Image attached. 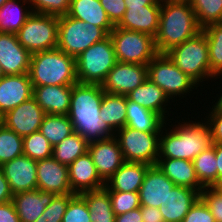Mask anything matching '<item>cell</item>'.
Here are the masks:
<instances>
[{"label":"cell","instance_id":"6da1fadb","mask_svg":"<svg viewBox=\"0 0 222 222\" xmlns=\"http://www.w3.org/2000/svg\"><path fill=\"white\" fill-rule=\"evenodd\" d=\"M104 91L100 84L75 83L68 117L74 132L89 143L115 136V131L100 118Z\"/></svg>","mask_w":222,"mask_h":222},{"label":"cell","instance_id":"7a4b0ae2","mask_svg":"<svg viewBox=\"0 0 222 222\" xmlns=\"http://www.w3.org/2000/svg\"><path fill=\"white\" fill-rule=\"evenodd\" d=\"M202 119V122L186 120L181 123L175 119L178 124L168 125L172 129H167L165 124L160 134L159 158L193 161L202 151L209 148L213 144L211 129L205 118Z\"/></svg>","mask_w":222,"mask_h":222},{"label":"cell","instance_id":"3957f363","mask_svg":"<svg viewBox=\"0 0 222 222\" xmlns=\"http://www.w3.org/2000/svg\"><path fill=\"white\" fill-rule=\"evenodd\" d=\"M201 31L189 1L161 2L159 27L154 37L157 53L166 54Z\"/></svg>","mask_w":222,"mask_h":222},{"label":"cell","instance_id":"277c9868","mask_svg":"<svg viewBox=\"0 0 222 222\" xmlns=\"http://www.w3.org/2000/svg\"><path fill=\"white\" fill-rule=\"evenodd\" d=\"M28 75L32 87L72 86L78 82L75 57L59 48L31 54Z\"/></svg>","mask_w":222,"mask_h":222},{"label":"cell","instance_id":"5b68a950","mask_svg":"<svg viewBox=\"0 0 222 222\" xmlns=\"http://www.w3.org/2000/svg\"><path fill=\"white\" fill-rule=\"evenodd\" d=\"M166 54L182 72L198 85L205 83L203 81L213 80L214 76L211 73L209 63L208 43L203 31L172 48Z\"/></svg>","mask_w":222,"mask_h":222},{"label":"cell","instance_id":"8992f818","mask_svg":"<svg viewBox=\"0 0 222 222\" xmlns=\"http://www.w3.org/2000/svg\"><path fill=\"white\" fill-rule=\"evenodd\" d=\"M117 62L114 45L108 35L75 58L77 81L101 85Z\"/></svg>","mask_w":222,"mask_h":222},{"label":"cell","instance_id":"52a82bcc","mask_svg":"<svg viewBox=\"0 0 222 222\" xmlns=\"http://www.w3.org/2000/svg\"><path fill=\"white\" fill-rule=\"evenodd\" d=\"M107 36L101 27L94 24L72 18L67 14L58 17L57 48L75 58Z\"/></svg>","mask_w":222,"mask_h":222},{"label":"cell","instance_id":"ba28073f","mask_svg":"<svg viewBox=\"0 0 222 222\" xmlns=\"http://www.w3.org/2000/svg\"><path fill=\"white\" fill-rule=\"evenodd\" d=\"M148 79L161 88L171 102L187 97L189 93L197 89L198 85L193 79L182 72L167 54H157L147 65ZM193 89V90H192ZM182 96V97H181ZM181 98V99H180Z\"/></svg>","mask_w":222,"mask_h":222},{"label":"cell","instance_id":"9c48e42d","mask_svg":"<svg viewBox=\"0 0 222 222\" xmlns=\"http://www.w3.org/2000/svg\"><path fill=\"white\" fill-rule=\"evenodd\" d=\"M118 62L148 65L158 54L154 37L114 26L109 33Z\"/></svg>","mask_w":222,"mask_h":222},{"label":"cell","instance_id":"30bf717a","mask_svg":"<svg viewBox=\"0 0 222 222\" xmlns=\"http://www.w3.org/2000/svg\"><path fill=\"white\" fill-rule=\"evenodd\" d=\"M16 36L31 54L57 48L58 16L32 12Z\"/></svg>","mask_w":222,"mask_h":222},{"label":"cell","instance_id":"8fae6325","mask_svg":"<svg viewBox=\"0 0 222 222\" xmlns=\"http://www.w3.org/2000/svg\"><path fill=\"white\" fill-rule=\"evenodd\" d=\"M160 134L161 132H144L125 126L115 132V137L125 161L154 166L159 158Z\"/></svg>","mask_w":222,"mask_h":222},{"label":"cell","instance_id":"7c38bea8","mask_svg":"<svg viewBox=\"0 0 222 222\" xmlns=\"http://www.w3.org/2000/svg\"><path fill=\"white\" fill-rule=\"evenodd\" d=\"M147 78V65L117 62L101 85L106 93L127 96Z\"/></svg>","mask_w":222,"mask_h":222},{"label":"cell","instance_id":"4fadbf2b","mask_svg":"<svg viewBox=\"0 0 222 222\" xmlns=\"http://www.w3.org/2000/svg\"><path fill=\"white\" fill-rule=\"evenodd\" d=\"M88 153L104 181H107L125 162L115 136L89 143Z\"/></svg>","mask_w":222,"mask_h":222},{"label":"cell","instance_id":"5bb4252c","mask_svg":"<svg viewBox=\"0 0 222 222\" xmlns=\"http://www.w3.org/2000/svg\"><path fill=\"white\" fill-rule=\"evenodd\" d=\"M45 114L36 100L31 97L3 115V124L24 137L39 131Z\"/></svg>","mask_w":222,"mask_h":222},{"label":"cell","instance_id":"9a60e30c","mask_svg":"<svg viewBox=\"0 0 222 222\" xmlns=\"http://www.w3.org/2000/svg\"><path fill=\"white\" fill-rule=\"evenodd\" d=\"M31 53L18 41L15 33L0 32V65L4 75L28 73Z\"/></svg>","mask_w":222,"mask_h":222},{"label":"cell","instance_id":"2e32d148","mask_svg":"<svg viewBox=\"0 0 222 222\" xmlns=\"http://www.w3.org/2000/svg\"><path fill=\"white\" fill-rule=\"evenodd\" d=\"M37 189L55 195L74 194L70 187L68 166L53 157L38 160Z\"/></svg>","mask_w":222,"mask_h":222},{"label":"cell","instance_id":"e0dca14e","mask_svg":"<svg viewBox=\"0 0 222 222\" xmlns=\"http://www.w3.org/2000/svg\"><path fill=\"white\" fill-rule=\"evenodd\" d=\"M13 194L37 189V161L22 155L0 166Z\"/></svg>","mask_w":222,"mask_h":222},{"label":"cell","instance_id":"ac0fdd59","mask_svg":"<svg viewBox=\"0 0 222 222\" xmlns=\"http://www.w3.org/2000/svg\"><path fill=\"white\" fill-rule=\"evenodd\" d=\"M174 186L157 165L150 166L139 190L140 205L155 208L165 205Z\"/></svg>","mask_w":222,"mask_h":222},{"label":"cell","instance_id":"d6986e66","mask_svg":"<svg viewBox=\"0 0 222 222\" xmlns=\"http://www.w3.org/2000/svg\"><path fill=\"white\" fill-rule=\"evenodd\" d=\"M33 96L28 73L4 75L0 79V114L3 116Z\"/></svg>","mask_w":222,"mask_h":222},{"label":"cell","instance_id":"ffe728a7","mask_svg":"<svg viewBox=\"0 0 222 222\" xmlns=\"http://www.w3.org/2000/svg\"><path fill=\"white\" fill-rule=\"evenodd\" d=\"M68 173L70 187L74 194L95 191L105 187V181L98 174L88 152L68 166Z\"/></svg>","mask_w":222,"mask_h":222},{"label":"cell","instance_id":"44dd1931","mask_svg":"<svg viewBox=\"0 0 222 222\" xmlns=\"http://www.w3.org/2000/svg\"><path fill=\"white\" fill-rule=\"evenodd\" d=\"M123 18L116 25L122 29L137 31L155 37L158 32L161 5L126 7Z\"/></svg>","mask_w":222,"mask_h":222},{"label":"cell","instance_id":"7402d4cb","mask_svg":"<svg viewBox=\"0 0 222 222\" xmlns=\"http://www.w3.org/2000/svg\"><path fill=\"white\" fill-rule=\"evenodd\" d=\"M72 86H36L33 98L46 114L68 115Z\"/></svg>","mask_w":222,"mask_h":222},{"label":"cell","instance_id":"603a6c76","mask_svg":"<svg viewBox=\"0 0 222 222\" xmlns=\"http://www.w3.org/2000/svg\"><path fill=\"white\" fill-rule=\"evenodd\" d=\"M54 196V193L39 189L13 194L12 202L20 222H35Z\"/></svg>","mask_w":222,"mask_h":222},{"label":"cell","instance_id":"cb8c5ba5","mask_svg":"<svg viewBox=\"0 0 222 222\" xmlns=\"http://www.w3.org/2000/svg\"><path fill=\"white\" fill-rule=\"evenodd\" d=\"M150 165L141 162H127L105 181L107 191L139 192Z\"/></svg>","mask_w":222,"mask_h":222},{"label":"cell","instance_id":"d4e9b609","mask_svg":"<svg viewBox=\"0 0 222 222\" xmlns=\"http://www.w3.org/2000/svg\"><path fill=\"white\" fill-rule=\"evenodd\" d=\"M200 198V193L189 187L175 185L165 205L159 207L165 222H182L190 208Z\"/></svg>","mask_w":222,"mask_h":222},{"label":"cell","instance_id":"484cf974","mask_svg":"<svg viewBox=\"0 0 222 222\" xmlns=\"http://www.w3.org/2000/svg\"><path fill=\"white\" fill-rule=\"evenodd\" d=\"M127 99L142 105L144 108L154 113L160 114L166 121H170L168 116L166 117V115L169 114V111L167 110V107H165L169 105L168 103H170V99L161 88L148 78L136 89L131 91L127 95Z\"/></svg>","mask_w":222,"mask_h":222},{"label":"cell","instance_id":"4316f807","mask_svg":"<svg viewBox=\"0 0 222 222\" xmlns=\"http://www.w3.org/2000/svg\"><path fill=\"white\" fill-rule=\"evenodd\" d=\"M156 165L175 185L189 187L199 193L204 189L196 176L193 161L158 158Z\"/></svg>","mask_w":222,"mask_h":222},{"label":"cell","instance_id":"83f0119b","mask_svg":"<svg viewBox=\"0 0 222 222\" xmlns=\"http://www.w3.org/2000/svg\"><path fill=\"white\" fill-rule=\"evenodd\" d=\"M67 15L101 27L108 35L114 29L99 0H71Z\"/></svg>","mask_w":222,"mask_h":222},{"label":"cell","instance_id":"f1b7e54d","mask_svg":"<svg viewBox=\"0 0 222 222\" xmlns=\"http://www.w3.org/2000/svg\"><path fill=\"white\" fill-rule=\"evenodd\" d=\"M126 126L144 132H161L166 120L142 105L127 99Z\"/></svg>","mask_w":222,"mask_h":222},{"label":"cell","instance_id":"f546056e","mask_svg":"<svg viewBox=\"0 0 222 222\" xmlns=\"http://www.w3.org/2000/svg\"><path fill=\"white\" fill-rule=\"evenodd\" d=\"M31 14L29 0H8L0 8V32L16 34Z\"/></svg>","mask_w":222,"mask_h":222},{"label":"cell","instance_id":"4dcf8cb0","mask_svg":"<svg viewBox=\"0 0 222 222\" xmlns=\"http://www.w3.org/2000/svg\"><path fill=\"white\" fill-rule=\"evenodd\" d=\"M127 96L104 93L101 102L100 118L115 132L126 126Z\"/></svg>","mask_w":222,"mask_h":222},{"label":"cell","instance_id":"1f68e13d","mask_svg":"<svg viewBox=\"0 0 222 222\" xmlns=\"http://www.w3.org/2000/svg\"><path fill=\"white\" fill-rule=\"evenodd\" d=\"M86 202L92 222H115L109 192L105 189L79 194Z\"/></svg>","mask_w":222,"mask_h":222},{"label":"cell","instance_id":"d6a6232c","mask_svg":"<svg viewBox=\"0 0 222 222\" xmlns=\"http://www.w3.org/2000/svg\"><path fill=\"white\" fill-rule=\"evenodd\" d=\"M39 132L54 147L74 133L68 115L45 114Z\"/></svg>","mask_w":222,"mask_h":222},{"label":"cell","instance_id":"836d02e7","mask_svg":"<svg viewBox=\"0 0 222 222\" xmlns=\"http://www.w3.org/2000/svg\"><path fill=\"white\" fill-rule=\"evenodd\" d=\"M89 142L79 133L74 132L53 147L52 157L59 163L69 166L78 157L88 152Z\"/></svg>","mask_w":222,"mask_h":222},{"label":"cell","instance_id":"e575fe53","mask_svg":"<svg viewBox=\"0 0 222 222\" xmlns=\"http://www.w3.org/2000/svg\"><path fill=\"white\" fill-rule=\"evenodd\" d=\"M196 176L203 187L218 186L215 143L193 159Z\"/></svg>","mask_w":222,"mask_h":222},{"label":"cell","instance_id":"d590c367","mask_svg":"<svg viewBox=\"0 0 222 222\" xmlns=\"http://www.w3.org/2000/svg\"><path fill=\"white\" fill-rule=\"evenodd\" d=\"M202 31L208 43L211 73L213 76L219 75L222 73V24H209Z\"/></svg>","mask_w":222,"mask_h":222},{"label":"cell","instance_id":"8d00e7d4","mask_svg":"<svg viewBox=\"0 0 222 222\" xmlns=\"http://www.w3.org/2000/svg\"><path fill=\"white\" fill-rule=\"evenodd\" d=\"M197 23L203 29L222 20V0H190Z\"/></svg>","mask_w":222,"mask_h":222},{"label":"cell","instance_id":"74e56055","mask_svg":"<svg viewBox=\"0 0 222 222\" xmlns=\"http://www.w3.org/2000/svg\"><path fill=\"white\" fill-rule=\"evenodd\" d=\"M23 155V137L7 128L0 127V166Z\"/></svg>","mask_w":222,"mask_h":222},{"label":"cell","instance_id":"f35d334b","mask_svg":"<svg viewBox=\"0 0 222 222\" xmlns=\"http://www.w3.org/2000/svg\"><path fill=\"white\" fill-rule=\"evenodd\" d=\"M52 154L53 146L39 131L23 137V155L38 161L50 158Z\"/></svg>","mask_w":222,"mask_h":222},{"label":"cell","instance_id":"ab89813d","mask_svg":"<svg viewBox=\"0 0 222 222\" xmlns=\"http://www.w3.org/2000/svg\"><path fill=\"white\" fill-rule=\"evenodd\" d=\"M76 194L55 195L43 214L35 222H62L69 201Z\"/></svg>","mask_w":222,"mask_h":222},{"label":"cell","instance_id":"60d3db41","mask_svg":"<svg viewBox=\"0 0 222 222\" xmlns=\"http://www.w3.org/2000/svg\"><path fill=\"white\" fill-rule=\"evenodd\" d=\"M108 192L112 204V209L116 216L141 206L139 192Z\"/></svg>","mask_w":222,"mask_h":222},{"label":"cell","instance_id":"b9f144b4","mask_svg":"<svg viewBox=\"0 0 222 222\" xmlns=\"http://www.w3.org/2000/svg\"><path fill=\"white\" fill-rule=\"evenodd\" d=\"M71 0H29L33 13L62 16L68 14Z\"/></svg>","mask_w":222,"mask_h":222},{"label":"cell","instance_id":"7bdbcfd3","mask_svg":"<svg viewBox=\"0 0 222 222\" xmlns=\"http://www.w3.org/2000/svg\"><path fill=\"white\" fill-rule=\"evenodd\" d=\"M62 222H92L87 204L79 194L69 201Z\"/></svg>","mask_w":222,"mask_h":222},{"label":"cell","instance_id":"ee69618b","mask_svg":"<svg viewBox=\"0 0 222 222\" xmlns=\"http://www.w3.org/2000/svg\"><path fill=\"white\" fill-rule=\"evenodd\" d=\"M200 199L210 209L216 222L222 221V188L220 186L204 187Z\"/></svg>","mask_w":222,"mask_h":222},{"label":"cell","instance_id":"f6af8a7d","mask_svg":"<svg viewBox=\"0 0 222 222\" xmlns=\"http://www.w3.org/2000/svg\"><path fill=\"white\" fill-rule=\"evenodd\" d=\"M182 222H216L210 209L199 198L190 208Z\"/></svg>","mask_w":222,"mask_h":222},{"label":"cell","instance_id":"bcb514c9","mask_svg":"<svg viewBox=\"0 0 222 222\" xmlns=\"http://www.w3.org/2000/svg\"><path fill=\"white\" fill-rule=\"evenodd\" d=\"M111 23L116 26L127 10L124 0H99Z\"/></svg>","mask_w":222,"mask_h":222},{"label":"cell","instance_id":"7dc6e473","mask_svg":"<svg viewBox=\"0 0 222 222\" xmlns=\"http://www.w3.org/2000/svg\"><path fill=\"white\" fill-rule=\"evenodd\" d=\"M204 116L211 129L212 142L222 143V111H209Z\"/></svg>","mask_w":222,"mask_h":222},{"label":"cell","instance_id":"c3c4849f","mask_svg":"<svg viewBox=\"0 0 222 222\" xmlns=\"http://www.w3.org/2000/svg\"><path fill=\"white\" fill-rule=\"evenodd\" d=\"M0 222H20L12 201L0 204Z\"/></svg>","mask_w":222,"mask_h":222},{"label":"cell","instance_id":"681fc988","mask_svg":"<svg viewBox=\"0 0 222 222\" xmlns=\"http://www.w3.org/2000/svg\"><path fill=\"white\" fill-rule=\"evenodd\" d=\"M142 222H165L159 208L140 206Z\"/></svg>","mask_w":222,"mask_h":222},{"label":"cell","instance_id":"f907efd6","mask_svg":"<svg viewBox=\"0 0 222 222\" xmlns=\"http://www.w3.org/2000/svg\"><path fill=\"white\" fill-rule=\"evenodd\" d=\"M12 197L13 193L0 167V204L12 201Z\"/></svg>","mask_w":222,"mask_h":222},{"label":"cell","instance_id":"816d5d0a","mask_svg":"<svg viewBox=\"0 0 222 222\" xmlns=\"http://www.w3.org/2000/svg\"><path fill=\"white\" fill-rule=\"evenodd\" d=\"M142 214L140 207L128 211L126 213L117 215L115 218V222H142Z\"/></svg>","mask_w":222,"mask_h":222},{"label":"cell","instance_id":"f5cc1de1","mask_svg":"<svg viewBox=\"0 0 222 222\" xmlns=\"http://www.w3.org/2000/svg\"><path fill=\"white\" fill-rule=\"evenodd\" d=\"M215 156L218 172V186L222 184V143L215 144Z\"/></svg>","mask_w":222,"mask_h":222},{"label":"cell","instance_id":"db71d44e","mask_svg":"<svg viewBox=\"0 0 222 222\" xmlns=\"http://www.w3.org/2000/svg\"><path fill=\"white\" fill-rule=\"evenodd\" d=\"M126 7H143L148 5H161L160 0H124Z\"/></svg>","mask_w":222,"mask_h":222},{"label":"cell","instance_id":"11a10c76","mask_svg":"<svg viewBox=\"0 0 222 222\" xmlns=\"http://www.w3.org/2000/svg\"><path fill=\"white\" fill-rule=\"evenodd\" d=\"M222 73L221 74H219V75H216V76H214L213 77V79H216L217 80V78L219 79V78H222ZM221 76V77H220ZM220 95H218V94H216L217 95V97H218V99L216 100V102H215V104H213V106H212V108H210L211 110L210 111H222V89L220 90V93H219Z\"/></svg>","mask_w":222,"mask_h":222},{"label":"cell","instance_id":"9f6ffc18","mask_svg":"<svg viewBox=\"0 0 222 222\" xmlns=\"http://www.w3.org/2000/svg\"><path fill=\"white\" fill-rule=\"evenodd\" d=\"M161 2H178V1H190V0H160Z\"/></svg>","mask_w":222,"mask_h":222},{"label":"cell","instance_id":"6f0895ef","mask_svg":"<svg viewBox=\"0 0 222 222\" xmlns=\"http://www.w3.org/2000/svg\"><path fill=\"white\" fill-rule=\"evenodd\" d=\"M8 0H0V8L7 2Z\"/></svg>","mask_w":222,"mask_h":222},{"label":"cell","instance_id":"680465c9","mask_svg":"<svg viewBox=\"0 0 222 222\" xmlns=\"http://www.w3.org/2000/svg\"><path fill=\"white\" fill-rule=\"evenodd\" d=\"M3 76H4L3 70H2V67H1V65H0V79H1Z\"/></svg>","mask_w":222,"mask_h":222},{"label":"cell","instance_id":"91938a15","mask_svg":"<svg viewBox=\"0 0 222 222\" xmlns=\"http://www.w3.org/2000/svg\"><path fill=\"white\" fill-rule=\"evenodd\" d=\"M3 125V116L0 114V127Z\"/></svg>","mask_w":222,"mask_h":222}]
</instances>
